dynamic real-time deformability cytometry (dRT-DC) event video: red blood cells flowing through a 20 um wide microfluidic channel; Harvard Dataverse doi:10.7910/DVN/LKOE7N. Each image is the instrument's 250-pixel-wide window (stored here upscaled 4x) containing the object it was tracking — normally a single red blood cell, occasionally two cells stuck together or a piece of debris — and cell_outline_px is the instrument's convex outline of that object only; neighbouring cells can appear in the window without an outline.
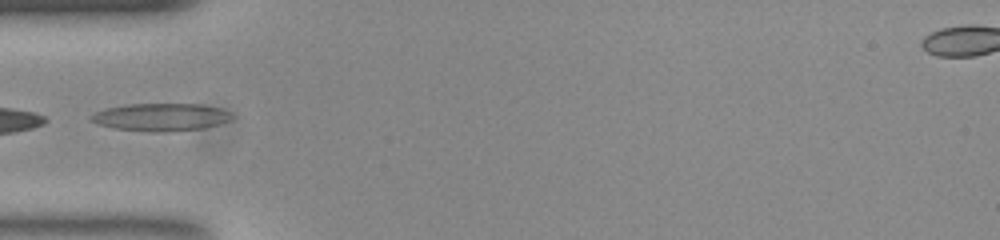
{"species": "common noctule bat (a hibernating species)", "species_latin": "Nyctalus noctula", "temperature_condition": "room temperature", "stored_images_in_passage": 10, "camera_frame_rate_fps": 3000, "um_per_image_px": 0.085, "animal": {"sex": "female", "body_mass_g": 23.0, "forearm_length_mm": 53.4}, "frame": {"image": 1, "passage_image": 1, "time_ms": 0.0, "image_size_px": [1000, 240], "cell_outline_px": [[236, 116], [228, 120], [204, 128], [152, 132], [116, 128], [100, 124], [88, 120], [96, 112], [108, 108], [124, 104], [200, 104], [220, 108]], "centroid_in_image_um": [13.68, 9.94], "position_along_channel_um": 71.3, "area_um2": 22.25}}